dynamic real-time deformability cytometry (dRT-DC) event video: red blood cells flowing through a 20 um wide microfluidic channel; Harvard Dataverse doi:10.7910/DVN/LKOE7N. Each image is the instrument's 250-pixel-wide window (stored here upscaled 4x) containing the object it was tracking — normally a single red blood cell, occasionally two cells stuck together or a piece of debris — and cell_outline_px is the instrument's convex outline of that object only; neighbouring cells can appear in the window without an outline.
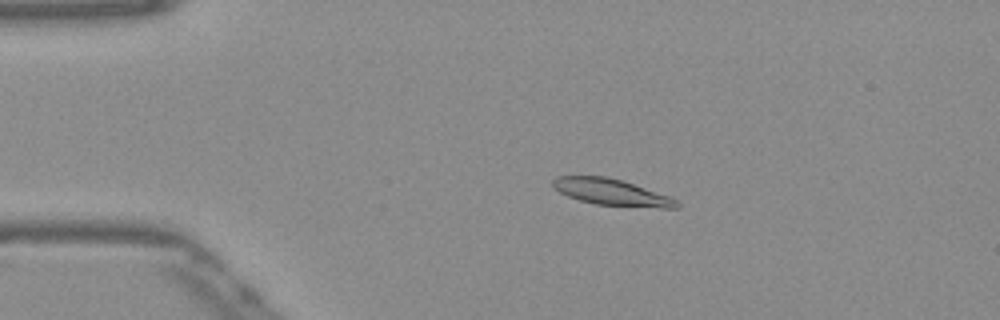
{"species": "Egyptian fruit bat (a non-hibernating species)", "species_latin": "Rousettus aegyptiacus", "temperature_condition": "warm", "stored_images_in_passage": 49, "camera_frame_rate_fps": 3000, "um_per_image_px": 0.085, "frame": {"image": 1, "passage_image": 7, "time_ms": 2.0, "image_size_px": [1000, 320], "cell_outline_px": [[680, 204], [676, 208], [660, 208], [596, 204], [580, 200], [568, 196], [560, 192], [552, 184], [552, 180], [556, 176], [608, 176], [624, 180], [668, 196], [676, 200]], "centroid_in_image_um": [51.98, 16.32], "position_along_channel_um": 33.0, "area_um2": 18.96}}
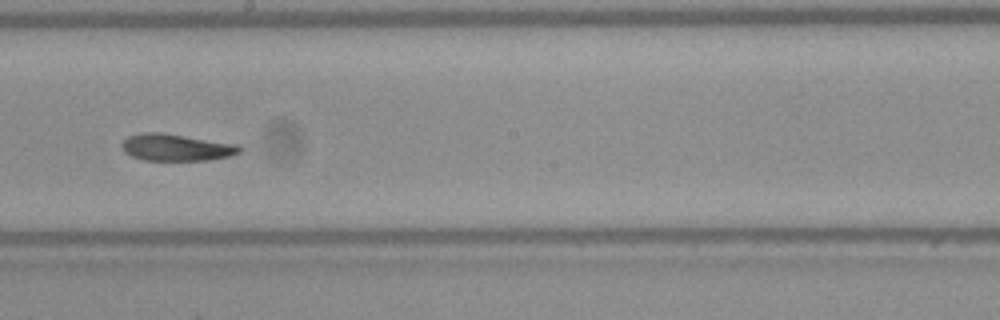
{"frame": {"image": 2, "passage_image": 26, "time_ms": 8.333, "image_size_px": [1000, 320], "cell_outline_px": [[244, 148], [240, 152], [228, 156], [208, 160], [144, 160], [132, 156], [124, 152], [120, 144], [128, 136], [144, 132], [160, 132], [240, 144]], "centroid_in_image_um": [15.0, 12.52], "position_along_channel_um": 233.2, "area_um2": 18.55}}
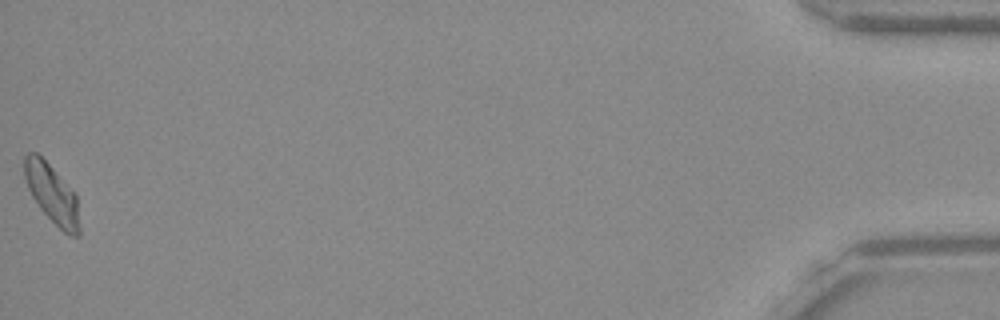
{"frame": {"image": 3, "passage_image": 49, "time_ms": 16.0, "image_size_px": [1000, 320], "cell_outline_px": [[80, 236], [68, 236], [40, 208], [32, 196], [28, 188], [24, 176], [24, 156], [28, 152], [36, 152], [76, 192], [80, 228]], "centroid_in_image_um": [4.44, 16.48], "position_along_channel_um": 430.8, "area_um2": 18.84}, "authors_computed_cell_mechanics": {"area_um2": 18.6116, "velocity_mm_per_s": 3.8643, "shape_relaxation_time_tau1_ms": null, "shape_relaxation_time_tau2_ms": 3.7445, "deformation_change_tau1": null, "deformation_change_tau2": 0.0814}}